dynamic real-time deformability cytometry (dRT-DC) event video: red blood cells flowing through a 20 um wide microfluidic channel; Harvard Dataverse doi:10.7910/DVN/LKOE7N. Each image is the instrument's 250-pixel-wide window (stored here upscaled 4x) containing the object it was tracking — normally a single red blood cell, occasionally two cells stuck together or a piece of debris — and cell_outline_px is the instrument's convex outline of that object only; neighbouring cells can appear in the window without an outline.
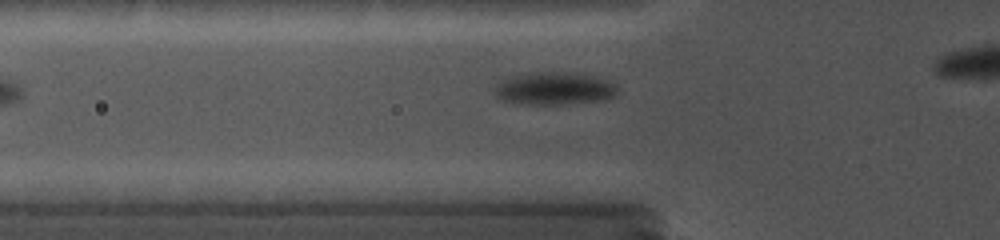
{"species": "common noctule bat (a hibernating species)", "species_latin": "Nyctalus noctula", "temperature_condition": "cold", "stored_images_in_passage": 9, "camera_frame_rate_fps": 5000, "um_per_image_px": 0.085, "animal": {"sex": "female", "body_mass_g": 19.0, "forearm_length_mm": 56.7}, "frame": {"image": 1, "passage_image": 7, "time_ms": 3.0, "image_size_px": [1000, 240], "cell_outline_px": [[616, 92], [612, 96], [604, 100], [564, 104], [516, 104], [500, 100], [496, 96], [496, 84], [500, 80], [512, 76], [532, 72], [556, 72], [588, 76], [608, 80], [616, 84]], "centroid_in_image_um": [47.04, 7.54], "position_along_channel_um": 78.8, "area_um2": 23.12}}